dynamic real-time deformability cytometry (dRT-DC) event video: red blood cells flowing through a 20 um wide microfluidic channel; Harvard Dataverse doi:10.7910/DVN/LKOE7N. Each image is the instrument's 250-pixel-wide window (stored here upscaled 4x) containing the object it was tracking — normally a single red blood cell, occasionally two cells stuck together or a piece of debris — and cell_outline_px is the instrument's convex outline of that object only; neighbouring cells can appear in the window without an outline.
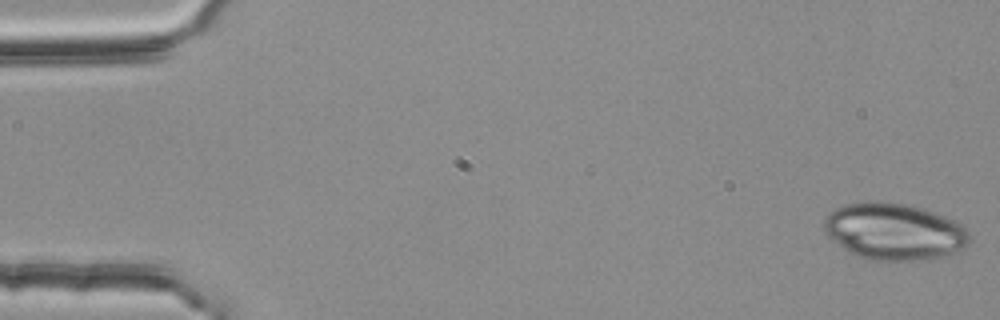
{"species": "common noctule bat (a hibernating species)", "species_latin": "Nyctalus noctula", "temperature_condition": "room temperature", "stored_images_in_passage": 3, "camera_frame_rate_fps": 3000, "um_per_image_px": 0.085, "animal": {"sex": "female", "body_mass_g": 25.1}, "frame": {"image": 1, "passage_image": 1, "time_ms": 0.0, "image_size_px": [1000, 320], "cell_outline_px": [[972, 240], [968, 244], [952, 256], [924, 260], [876, 260], [860, 256], [844, 248], [828, 236], [824, 232], [824, 220], [840, 204], [868, 200], [880, 200], [908, 204], [924, 208], [944, 216], [960, 224], [968, 232]], "centroid_in_image_um": [76.04, 19.66], "position_along_channel_um": 9.0, "area_um2": 48.49}}